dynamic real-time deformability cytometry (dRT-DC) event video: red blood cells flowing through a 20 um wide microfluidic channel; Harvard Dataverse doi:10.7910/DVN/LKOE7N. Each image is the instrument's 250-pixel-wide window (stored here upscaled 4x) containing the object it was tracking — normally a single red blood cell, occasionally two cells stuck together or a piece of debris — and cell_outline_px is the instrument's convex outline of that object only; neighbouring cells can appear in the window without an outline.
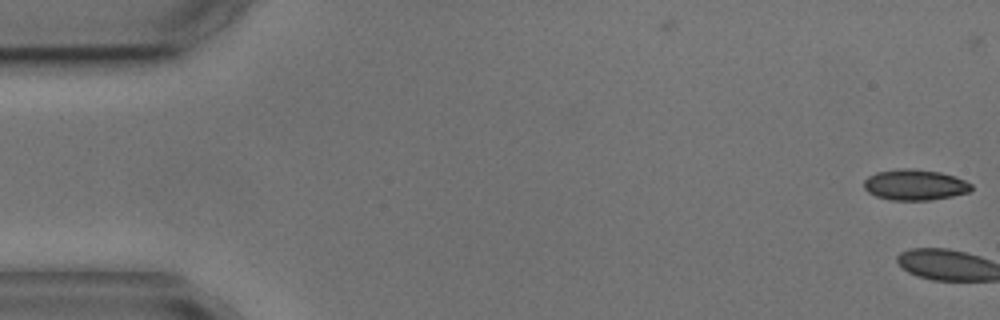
{"species": "common noctule bat (a hibernating species)", "species_latin": "Nyctalus noctula", "temperature_condition": "cold", "stored_images_in_passage": 3, "camera_frame_rate_fps": 3000, "um_per_image_px": 0.085, "animal": {"sex": "male", "body_mass_g": 17.9, "forearm_length_mm": 54.2}, "frame": {"image": 1, "passage_image": 1, "time_ms": 0.0, "image_size_px": [1000, 320], "cell_outline_px": [[972, 188], [968, 192], [952, 196], [928, 200], [892, 200], [876, 196], [868, 192], [864, 188], [864, 180], [868, 176], [876, 172], [900, 168], [912, 168], [940, 172], [956, 176], [972, 184]], "centroid_in_image_um": [77.75, 15.7], "position_along_channel_um": 7.2, "area_um2": 19.31}}